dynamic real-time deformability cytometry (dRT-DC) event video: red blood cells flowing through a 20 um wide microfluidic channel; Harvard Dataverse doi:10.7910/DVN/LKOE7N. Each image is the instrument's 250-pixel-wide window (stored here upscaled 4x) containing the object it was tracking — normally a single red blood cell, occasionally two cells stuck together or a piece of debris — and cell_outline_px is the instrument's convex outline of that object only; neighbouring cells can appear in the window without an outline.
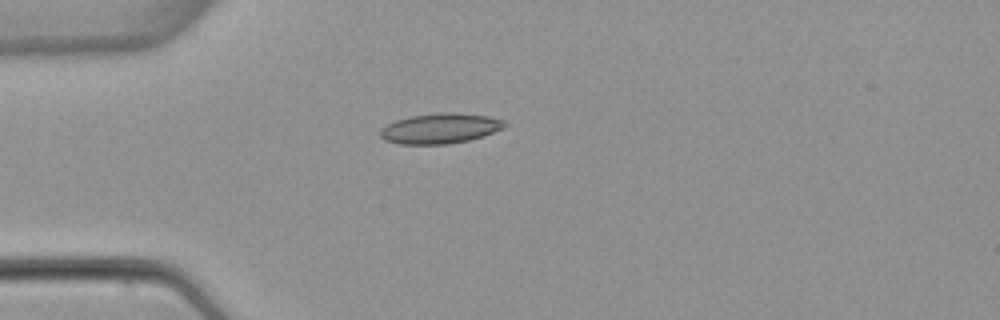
{"species": "common noctule bat (a hibernating species)", "species_latin": "Nyctalus noctula", "temperature_condition": "warm", "stored_images_in_passage": 4, "camera_frame_rate_fps": 3000, "um_per_image_px": 0.085, "animal": {"sex": "female", "body_mass_g": 22.7, "forearm_length_mm": 54.2}, "frame": {"image": 1, "passage_image": 4, "time_ms": 3.667, "image_size_px": [1000, 320], "cell_outline_px": [[508, 124], [504, 128], [484, 136], [468, 140], [448, 144], [400, 144], [384, 140], [380, 136], [380, 128], [396, 120], [412, 116], [440, 112], [452, 112], [488, 116], [504, 120]], "centroid_in_image_um": [37.43, 10.91], "position_along_channel_um": 47.6, "area_um2": 21.96}}